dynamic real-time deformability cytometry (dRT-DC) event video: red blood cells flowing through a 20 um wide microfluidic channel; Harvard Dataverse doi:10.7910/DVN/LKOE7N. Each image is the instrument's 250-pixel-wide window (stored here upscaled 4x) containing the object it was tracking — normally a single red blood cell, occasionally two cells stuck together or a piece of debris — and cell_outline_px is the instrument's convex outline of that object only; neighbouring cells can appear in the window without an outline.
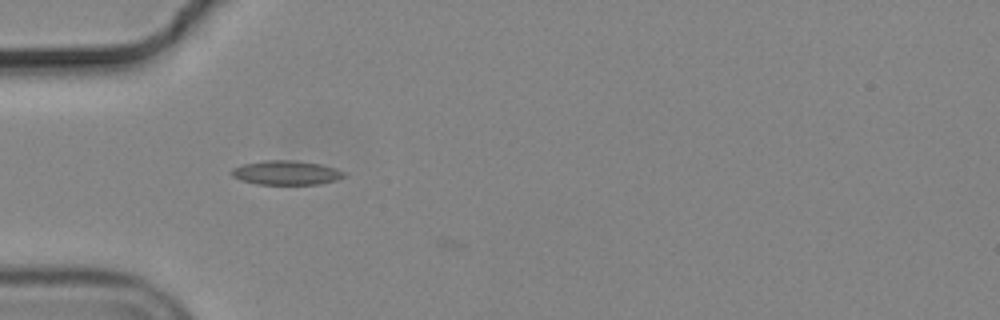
{"species": "common noctule bat (a hibernating species)", "species_latin": "Nyctalus noctula", "temperature_condition": "cold", "stored_images_in_passage": 38, "camera_frame_rate_fps": 3000, "um_per_image_px": 0.085, "animal": {"sex": "male", "body_mass_g": 19.2, "forearm_length_mm": 51.8}, "frame": {"image": 1, "passage_image": 5, "time_ms": 1.333, "image_size_px": [1000, 320], "cell_outline_px": [[344, 176], [336, 180], [320, 184], [256, 184], [240, 180], [232, 176], [228, 172], [232, 168], [244, 164], [264, 160], [292, 160], [320, 164], [336, 168], [344, 172]], "centroid_in_image_um": [24.28, 14.68], "position_along_channel_um": 60.7, "area_um2": 15.9}}
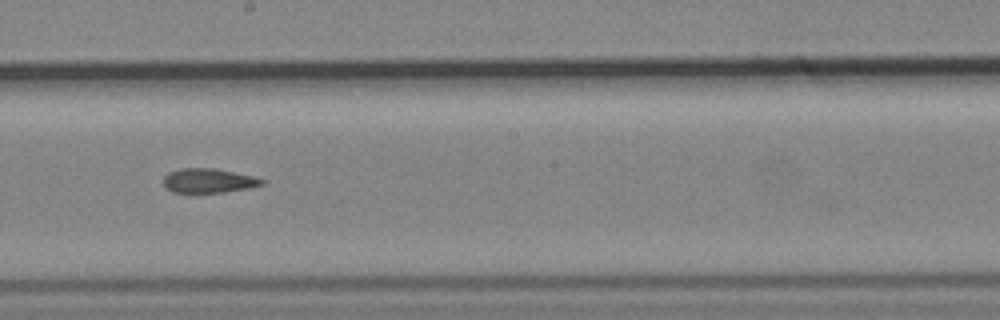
{"frame": {"image": 2, "passage_image": 19, "time_ms": 6.0, "image_size_px": [1000, 320], "cell_outline_px": [[264, 184], [248, 188], [224, 192], [172, 192], [164, 188], [164, 176], [168, 172], [180, 168], [216, 168], [252, 176], [264, 180]], "centroid_in_image_um": [17.68, 15.35], "position_along_channel_um": 230.5, "area_um2": 13.93}}
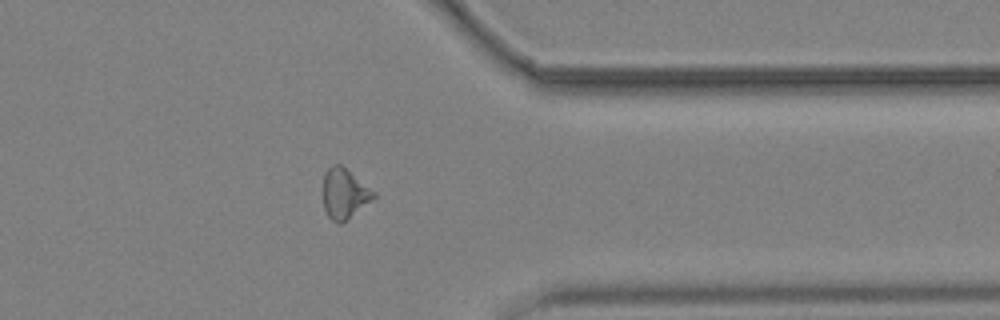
{"frame": {"image": 3, "passage_image": 32, "time_ms": 10.333, "image_size_px": [1000, 320], "cell_outline_px": [[376, 196], [372, 200], [340, 224], [336, 224], [328, 216], [324, 208], [324, 172], [332, 164], [340, 164], [376, 192]], "centroid_in_image_um": [29.27, 16.45], "position_along_channel_um": 382.1, "area_um2": 14.57}, "authors_computed_cell_mechanics": {"area_um2": 14.6523, "velocity_mm_per_s": 3.7032, "shape_relaxation_time_tau1_ms": null, "shape_relaxation_time_tau2_ms": 4.3793, "deformation_change_tau1": null, "deformation_change_tau2": 0.1092}}